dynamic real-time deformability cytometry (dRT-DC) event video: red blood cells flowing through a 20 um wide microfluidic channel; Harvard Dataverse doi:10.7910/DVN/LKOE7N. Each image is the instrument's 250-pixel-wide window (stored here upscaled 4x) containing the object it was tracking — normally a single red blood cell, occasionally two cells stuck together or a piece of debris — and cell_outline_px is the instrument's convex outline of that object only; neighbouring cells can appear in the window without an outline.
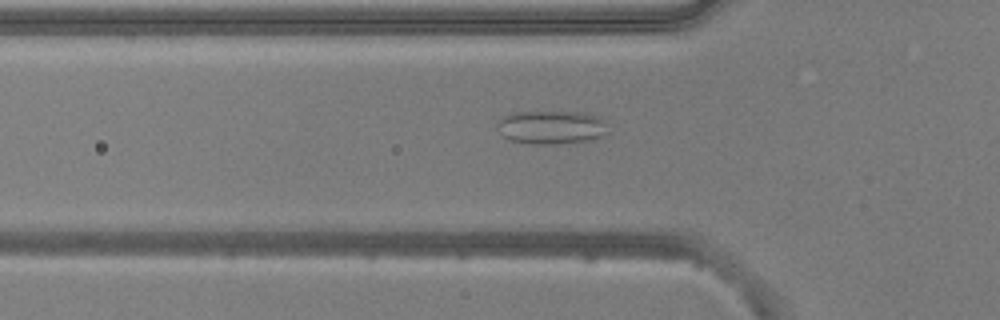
{"species": "common noctule bat (a hibernating species)", "species_latin": "Nyctalus noctula", "temperature_condition": "warm", "stored_images_in_passage": 25, "camera_frame_rate_fps": 3000, "um_per_image_px": 0.085, "animal": {"sex": "male", "body_mass_g": 20.5, "forearm_length_mm": 52.5}, "frame": {"image": 1, "passage_image": 17, "time_ms": 5.333, "image_size_px": [1000, 320], "cell_outline_px": [[604, 132], [600, 136], [592, 140], [556, 144], [532, 144], [508, 140], [496, 128], [496, 124], [504, 116], [512, 112], [584, 112], [600, 116], [604, 120]], "centroid_in_image_um": [46.82, 10.81], "position_along_channel_um": 79.0, "area_um2": 21.62}}